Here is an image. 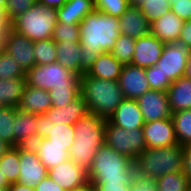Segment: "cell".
Wrapping results in <instances>:
<instances>
[{"label": "cell", "instance_id": "1", "mask_svg": "<svg viewBox=\"0 0 191 191\" xmlns=\"http://www.w3.org/2000/svg\"><path fill=\"white\" fill-rule=\"evenodd\" d=\"M87 171L89 182L95 188L98 184H132L136 166L133 160L103 144Z\"/></svg>", "mask_w": 191, "mask_h": 191}, {"label": "cell", "instance_id": "2", "mask_svg": "<svg viewBox=\"0 0 191 191\" xmlns=\"http://www.w3.org/2000/svg\"><path fill=\"white\" fill-rule=\"evenodd\" d=\"M106 119L88 113L74 124V142L68 150L69 159L88 170L98 149L104 144Z\"/></svg>", "mask_w": 191, "mask_h": 191}, {"label": "cell", "instance_id": "3", "mask_svg": "<svg viewBox=\"0 0 191 191\" xmlns=\"http://www.w3.org/2000/svg\"><path fill=\"white\" fill-rule=\"evenodd\" d=\"M80 92L89 113L106 120L125 99L118 81L89 76L86 72L80 77Z\"/></svg>", "mask_w": 191, "mask_h": 191}, {"label": "cell", "instance_id": "4", "mask_svg": "<svg viewBox=\"0 0 191 191\" xmlns=\"http://www.w3.org/2000/svg\"><path fill=\"white\" fill-rule=\"evenodd\" d=\"M79 42L86 49L99 53L110 52L116 39L121 35L119 17H113L94 10L89 13L79 24Z\"/></svg>", "mask_w": 191, "mask_h": 191}, {"label": "cell", "instance_id": "5", "mask_svg": "<svg viewBox=\"0 0 191 191\" xmlns=\"http://www.w3.org/2000/svg\"><path fill=\"white\" fill-rule=\"evenodd\" d=\"M136 175L156 180L171 172L183 171L184 146L177 143L161 148H146L135 161Z\"/></svg>", "mask_w": 191, "mask_h": 191}, {"label": "cell", "instance_id": "6", "mask_svg": "<svg viewBox=\"0 0 191 191\" xmlns=\"http://www.w3.org/2000/svg\"><path fill=\"white\" fill-rule=\"evenodd\" d=\"M57 22V9L46 7L36 1L31 8L11 23V28L35 42L51 39Z\"/></svg>", "mask_w": 191, "mask_h": 191}, {"label": "cell", "instance_id": "7", "mask_svg": "<svg viewBox=\"0 0 191 191\" xmlns=\"http://www.w3.org/2000/svg\"><path fill=\"white\" fill-rule=\"evenodd\" d=\"M25 83L29 86L50 90L57 86H80V76L55 62L35 65L27 70Z\"/></svg>", "mask_w": 191, "mask_h": 191}, {"label": "cell", "instance_id": "8", "mask_svg": "<svg viewBox=\"0 0 191 191\" xmlns=\"http://www.w3.org/2000/svg\"><path fill=\"white\" fill-rule=\"evenodd\" d=\"M104 144L134 162L147 148L142 128L129 131L112 124L108 119L105 123Z\"/></svg>", "mask_w": 191, "mask_h": 191}, {"label": "cell", "instance_id": "9", "mask_svg": "<svg viewBox=\"0 0 191 191\" xmlns=\"http://www.w3.org/2000/svg\"><path fill=\"white\" fill-rule=\"evenodd\" d=\"M20 173L17 183L30 188L36 186L48 175V170L40 161L32 145L19 146Z\"/></svg>", "mask_w": 191, "mask_h": 191}, {"label": "cell", "instance_id": "10", "mask_svg": "<svg viewBox=\"0 0 191 191\" xmlns=\"http://www.w3.org/2000/svg\"><path fill=\"white\" fill-rule=\"evenodd\" d=\"M190 53L191 51L180 43L165 44L156 66L159 67L165 78L174 82L184 76Z\"/></svg>", "mask_w": 191, "mask_h": 191}, {"label": "cell", "instance_id": "11", "mask_svg": "<svg viewBox=\"0 0 191 191\" xmlns=\"http://www.w3.org/2000/svg\"><path fill=\"white\" fill-rule=\"evenodd\" d=\"M2 49L12 56L25 72L35 66L34 42L12 28L3 39Z\"/></svg>", "mask_w": 191, "mask_h": 191}, {"label": "cell", "instance_id": "12", "mask_svg": "<svg viewBox=\"0 0 191 191\" xmlns=\"http://www.w3.org/2000/svg\"><path fill=\"white\" fill-rule=\"evenodd\" d=\"M12 127L14 128V147L32 145L41 136L42 117L16 108Z\"/></svg>", "mask_w": 191, "mask_h": 191}, {"label": "cell", "instance_id": "13", "mask_svg": "<svg viewBox=\"0 0 191 191\" xmlns=\"http://www.w3.org/2000/svg\"><path fill=\"white\" fill-rule=\"evenodd\" d=\"M144 122L171 118L167 92L149 90L137 99Z\"/></svg>", "mask_w": 191, "mask_h": 191}, {"label": "cell", "instance_id": "14", "mask_svg": "<svg viewBox=\"0 0 191 191\" xmlns=\"http://www.w3.org/2000/svg\"><path fill=\"white\" fill-rule=\"evenodd\" d=\"M48 176L65 191L89 182L88 171L70 159L49 169Z\"/></svg>", "mask_w": 191, "mask_h": 191}, {"label": "cell", "instance_id": "15", "mask_svg": "<svg viewBox=\"0 0 191 191\" xmlns=\"http://www.w3.org/2000/svg\"><path fill=\"white\" fill-rule=\"evenodd\" d=\"M142 130L147 148H161L178 143L172 118L147 122Z\"/></svg>", "mask_w": 191, "mask_h": 191}, {"label": "cell", "instance_id": "16", "mask_svg": "<svg viewBox=\"0 0 191 191\" xmlns=\"http://www.w3.org/2000/svg\"><path fill=\"white\" fill-rule=\"evenodd\" d=\"M118 85L125 98L137 100L146 91L150 90L149 82L146 78L145 68L127 64L123 66Z\"/></svg>", "mask_w": 191, "mask_h": 191}, {"label": "cell", "instance_id": "17", "mask_svg": "<svg viewBox=\"0 0 191 191\" xmlns=\"http://www.w3.org/2000/svg\"><path fill=\"white\" fill-rule=\"evenodd\" d=\"M164 47L165 44L152 34L135 39V52L131 64L141 68L156 65Z\"/></svg>", "mask_w": 191, "mask_h": 191}, {"label": "cell", "instance_id": "18", "mask_svg": "<svg viewBox=\"0 0 191 191\" xmlns=\"http://www.w3.org/2000/svg\"><path fill=\"white\" fill-rule=\"evenodd\" d=\"M108 120L119 127L128 129L142 128L145 124L137 100L125 98Z\"/></svg>", "mask_w": 191, "mask_h": 191}, {"label": "cell", "instance_id": "19", "mask_svg": "<svg viewBox=\"0 0 191 191\" xmlns=\"http://www.w3.org/2000/svg\"><path fill=\"white\" fill-rule=\"evenodd\" d=\"M120 33L137 39L151 34V23L142 14L140 8L129 5L119 17Z\"/></svg>", "mask_w": 191, "mask_h": 191}, {"label": "cell", "instance_id": "20", "mask_svg": "<svg viewBox=\"0 0 191 191\" xmlns=\"http://www.w3.org/2000/svg\"><path fill=\"white\" fill-rule=\"evenodd\" d=\"M89 113L87 104L80 94L74 101L63 107L52 106L41 117L42 120H50L54 124H74L79 118Z\"/></svg>", "mask_w": 191, "mask_h": 191}, {"label": "cell", "instance_id": "21", "mask_svg": "<svg viewBox=\"0 0 191 191\" xmlns=\"http://www.w3.org/2000/svg\"><path fill=\"white\" fill-rule=\"evenodd\" d=\"M185 21L172 11L151 23V34L164 44L178 43Z\"/></svg>", "mask_w": 191, "mask_h": 191}, {"label": "cell", "instance_id": "22", "mask_svg": "<svg viewBox=\"0 0 191 191\" xmlns=\"http://www.w3.org/2000/svg\"><path fill=\"white\" fill-rule=\"evenodd\" d=\"M52 107L48 90L24 85V89L17 106L18 110L42 116Z\"/></svg>", "mask_w": 191, "mask_h": 191}, {"label": "cell", "instance_id": "23", "mask_svg": "<svg viewBox=\"0 0 191 191\" xmlns=\"http://www.w3.org/2000/svg\"><path fill=\"white\" fill-rule=\"evenodd\" d=\"M32 146L47 170L69 159L68 145L51 143V140L46 137H39Z\"/></svg>", "mask_w": 191, "mask_h": 191}, {"label": "cell", "instance_id": "24", "mask_svg": "<svg viewBox=\"0 0 191 191\" xmlns=\"http://www.w3.org/2000/svg\"><path fill=\"white\" fill-rule=\"evenodd\" d=\"M95 10L93 0H67L57 8L58 22L63 25L80 24V22Z\"/></svg>", "mask_w": 191, "mask_h": 191}, {"label": "cell", "instance_id": "25", "mask_svg": "<svg viewBox=\"0 0 191 191\" xmlns=\"http://www.w3.org/2000/svg\"><path fill=\"white\" fill-rule=\"evenodd\" d=\"M169 106L172 113L191 109V79L180 77L172 82L167 90Z\"/></svg>", "mask_w": 191, "mask_h": 191}, {"label": "cell", "instance_id": "26", "mask_svg": "<svg viewBox=\"0 0 191 191\" xmlns=\"http://www.w3.org/2000/svg\"><path fill=\"white\" fill-rule=\"evenodd\" d=\"M123 64L118 62L110 52L100 53L97 60L86 72L89 76L105 80L118 81L123 69Z\"/></svg>", "mask_w": 191, "mask_h": 191}, {"label": "cell", "instance_id": "27", "mask_svg": "<svg viewBox=\"0 0 191 191\" xmlns=\"http://www.w3.org/2000/svg\"><path fill=\"white\" fill-rule=\"evenodd\" d=\"M40 137H46L51 140V143L54 144L68 145L69 150L74 142V126L73 124H54L50 120H42Z\"/></svg>", "mask_w": 191, "mask_h": 191}, {"label": "cell", "instance_id": "28", "mask_svg": "<svg viewBox=\"0 0 191 191\" xmlns=\"http://www.w3.org/2000/svg\"><path fill=\"white\" fill-rule=\"evenodd\" d=\"M80 49V42L66 41L56 43L57 62L79 76L81 60Z\"/></svg>", "mask_w": 191, "mask_h": 191}, {"label": "cell", "instance_id": "29", "mask_svg": "<svg viewBox=\"0 0 191 191\" xmlns=\"http://www.w3.org/2000/svg\"><path fill=\"white\" fill-rule=\"evenodd\" d=\"M25 78L0 80V104L17 108L25 85Z\"/></svg>", "mask_w": 191, "mask_h": 191}, {"label": "cell", "instance_id": "30", "mask_svg": "<svg viewBox=\"0 0 191 191\" xmlns=\"http://www.w3.org/2000/svg\"><path fill=\"white\" fill-rule=\"evenodd\" d=\"M157 191H191V181L183 171L171 172L155 180Z\"/></svg>", "mask_w": 191, "mask_h": 191}, {"label": "cell", "instance_id": "31", "mask_svg": "<svg viewBox=\"0 0 191 191\" xmlns=\"http://www.w3.org/2000/svg\"><path fill=\"white\" fill-rule=\"evenodd\" d=\"M176 138L182 146L191 145V109L172 113Z\"/></svg>", "mask_w": 191, "mask_h": 191}, {"label": "cell", "instance_id": "32", "mask_svg": "<svg viewBox=\"0 0 191 191\" xmlns=\"http://www.w3.org/2000/svg\"><path fill=\"white\" fill-rule=\"evenodd\" d=\"M19 163V146L10 147L0 158V169L10 184L16 183L19 178Z\"/></svg>", "mask_w": 191, "mask_h": 191}, {"label": "cell", "instance_id": "33", "mask_svg": "<svg viewBox=\"0 0 191 191\" xmlns=\"http://www.w3.org/2000/svg\"><path fill=\"white\" fill-rule=\"evenodd\" d=\"M134 6L141 9L150 23L171 11L169 0H139Z\"/></svg>", "mask_w": 191, "mask_h": 191}, {"label": "cell", "instance_id": "34", "mask_svg": "<svg viewBox=\"0 0 191 191\" xmlns=\"http://www.w3.org/2000/svg\"><path fill=\"white\" fill-rule=\"evenodd\" d=\"M135 39L121 34L115 42L114 48L110 51L111 55L123 65L131 64L135 52Z\"/></svg>", "mask_w": 191, "mask_h": 191}, {"label": "cell", "instance_id": "35", "mask_svg": "<svg viewBox=\"0 0 191 191\" xmlns=\"http://www.w3.org/2000/svg\"><path fill=\"white\" fill-rule=\"evenodd\" d=\"M35 65L51 64L57 62L56 42L44 39L34 42Z\"/></svg>", "mask_w": 191, "mask_h": 191}, {"label": "cell", "instance_id": "36", "mask_svg": "<svg viewBox=\"0 0 191 191\" xmlns=\"http://www.w3.org/2000/svg\"><path fill=\"white\" fill-rule=\"evenodd\" d=\"M52 106L63 107L74 101L80 94V86H57L48 90Z\"/></svg>", "mask_w": 191, "mask_h": 191}, {"label": "cell", "instance_id": "37", "mask_svg": "<svg viewBox=\"0 0 191 191\" xmlns=\"http://www.w3.org/2000/svg\"><path fill=\"white\" fill-rule=\"evenodd\" d=\"M16 108L2 107L0 109V138L10 147H14V128L12 127Z\"/></svg>", "mask_w": 191, "mask_h": 191}, {"label": "cell", "instance_id": "38", "mask_svg": "<svg viewBox=\"0 0 191 191\" xmlns=\"http://www.w3.org/2000/svg\"><path fill=\"white\" fill-rule=\"evenodd\" d=\"M25 73L12 56L3 49L0 50V80L25 78Z\"/></svg>", "mask_w": 191, "mask_h": 191}, {"label": "cell", "instance_id": "39", "mask_svg": "<svg viewBox=\"0 0 191 191\" xmlns=\"http://www.w3.org/2000/svg\"><path fill=\"white\" fill-rule=\"evenodd\" d=\"M94 8L98 12L113 16L121 17L127 7L130 5L129 0H93Z\"/></svg>", "mask_w": 191, "mask_h": 191}, {"label": "cell", "instance_id": "40", "mask_svg": "<svg viewBox=\"0 0 191 191\" xmlns=\"http://www.w3.org/2000/svg\"><path fill=\"white\" fill-rule=\"evenodd\" d=\"M80 26L79 24L63 25L59 22L56 23L52 33V40L57 42L73 41L79 42Z\"/></svg>", "mask_w": 191, "mask_h": 191}, {"label": "cell", "instance_id": "41", "mask_svg": "<svg viewBox=\"0 0 191 191\" xmlns=\"http://www.w3.org/2000/svg\"><path fill=\"white\" fill-rule=\"evenodd\" d=\"M145 74L151 90L167 92L172 84L168 78L164 77L163 73L156 65L145 68Z\"/></svg>", "mask_w": 191, "mask_h": 191}, {"label": "cell", "instance_id": "42", "mask_svg": "<svg viewBox=\"0 0 191 191\" xmlns=\"http://www.w3.org/2000/svg\"><path fill=\"white\" fill-rule=\"evenodd\" d=\"M36 0H7L5 14L10 23L31 8Z\"/></svg>", "mask_w": 191, "mask_h": 191}, {"label": "cell", "instance_id": "43", "mask_svg": "<svg viewBox=\"0 0 191 191\" xmlns=\"http://www.w3.org/2000/svg\"><path fill=\"white\" fill-rule=\"evenodd\" d=\"M81 60H80V77L87 72L94 62L97 60L100 53L95 50L86 49L85 46L81 45Z\"/></svg>", "mask_w": 191, "mask_h": 191}, {"label": "cell", "instance_id": "44", "mask_svg": "<svg viewBox=\"0 0 191 191\" xmlns=\"http://www.w3.org/2000/svg\"><path fill=\"white\" fill-rule=\"evenodd\" d=\"M171 11L184 21L191 20V0H178L172 3Z\"/></svg>", "mask_w": 191, "mask_h": 191}, {"label": "cell", "instance_id": "45", "mask_svg": "<svg viewBox=\"0 0 191 191\" xmlns=\"http://www.w3.org/2000/svg\"><path fill=\"white\" fill-rule=\"evenodd\" d=\"M131 191H157V186L155 180L135 175L131 184Z\"/></svg>", "mask_w": 191, "mask_h": 191}, {"label": "cell", "instance_id": "46", "mask_svg": "<svg viewBox=\"0 0 191 191\" xmlns=\"http://www.w3.org/2000/svg\"><path fill=\"white\" fill-rule=\"evenodd\" d=\"M178 43L191 51V20L185 21Z\"/></svg>", "mask_w": 191, "mask_h": 191}, {"label": "cell", "instance_id": "47", "mask_svg": "<svg viewBox=\"0 0 191 191\" xmlns=\"http://www.w3.org/2000/svg\"><path fill=\"white\" fill-rule=\"evenodd\" d=\"M36 191H65L48 175L36 186Z\"/></svg>", "mask_w": 191, "mask_h": 191}, {"label": "cell", "instance_id": "48", "mask_svg": "<svg viewBox=\"0 0 191 191\" xmlns=\"http://www.w3.org/2000/svg\"><path fill=\"white\" fill-rule=\"evenodd\" d=\"M97 191H131V184H98Z\"/></svg>", "mask_w": 191, "mask_h": 191}, {"label": "cell", "instance_id": "49", "mask_svg": "<svg viewBox=\"0 0 191 191\" xmlns=\"http://www.w3.org/2000/svg\"><path fill=\"white\" fill-rule=\"evenodd\" d=\"M11 28V23L8 20L4 11L0 10V43L3 42L4 37L7 35L9 29Z\"/></svg>", "mask_w": 191, "mask_h": 191}, {"label": "cell", "instance_id": "50", "mask_svg": "<svg viewBox=\"0 0 191 191\" xmlns=\"http://www.w3.org/2000/svg\"><path fill=\"white\" fill-rule=\"evenodd\" d=\"M183 174L191 181V145L184 147V167Z\"/></svg>", "mask_w": 191, "mask_h": 191}, {"label": "cell", "instance_id": "51", "mask_svg": "<svg viewBox=\"0 0 191 191\" xmlns=\"http://www.w3.org/2000/svg\"><path fill=\"white\" fill-rule=\"evenodd\" d=\"M39 3H42L46 7L59 8L62 7L67 0H36Z\"/></svg>", "mask_w": 191, "mask_h": 191}, {"label": "cell", "instance_id": "52", "mask_svg": "<svg viewBox=\"0 0 191 191\" xmlns=\"http://www.w3.org/2000/svg\"><path fill=\"white\" fill-rule=\"evenodd\" d=\"M7 191H36L34 188H30L27 185L19 184V183H11L7 188Z\"/></svg>", "mask_w": 191, "mask_h": 191}, {"label": "cell", "instance_id": "53", "mask_svg": "<svg viewBox=\"0 0 191 191\" xmlns=\"http://www.w3.org/2000/svg\"><path fill=\"white\" fill-rule=\"evenodd\" d=\"M10 183L8 182L7 178L3 174L2 170L0 169V188H8Z\"/></svg>", "mask_w": 191, "mask_h": 191}, {"label": "cell", "instance_id": "54", "mask_svg": "<svg viewBox=\"0 0 191 191\" xmlns=\"http://www.w3.org/2000/svg\"><path fill=\"white\" fill-rule=\"evenodd\" d=\"M184 77L191 79V53H190L188 60H187V66L185 69Z\"/></svg>", "mask_w": 191, "mask_h": 191}, {"label": "cell", "instance_id": "55", "mask_svg": "<svg viewBox=\"0 0 191 191\" xmlns=\"http://www.w3.org/2000/svg\"><path fill=\"white\" fill-rule=\"evenodd\" d=\"M92 188H93V186L91 185L90 182H88L85 185H82V186L77 187V188H73V189H71L69 191H91Z\"/></svg>", "mask_w": 191, "mask_h": 191}, {"label": "cell", "instance_id": "56", "mask_svg": "<svg viewBox=\"0 0 191 191\" xmlns=\"http://www.w3.org/2000/svg\"><path fill=\"white\" fill-rule=\"evenodd\" d=\"M10 148V146L3 142L0 138V158L5 154V152Z\"/></svg>", "mask_w": 191, "mask_h": 191}, {"label": "cell", "instance_id": "57", "mask_svg": "<svg viewBox=\"0 0 191 191\" xmlns=\"http://www.w3.org/2000/svg\"><path fill=\"white\" fill-rule=\"evenodd\" d=\"M7 0H0V10L5 12V5Z\"/></svg>", "mask_w": 191, "mask_h": 191}, {"label": "cell", "instance_id": "58", "mask_svg": "<svg viewBox=\"0 0 191 191\" xmlns=\"http://www.w3.org/2000/svg\"><path fill=\"white\" fill-rule=\"evenodd\" d=\"M139 0H129L130 5L134 6Z\"/></svg>", "mask_w": 191, "mask_h": 191}, {"label": "cell", "instance_id": "59", "mask_svg": "<svg viewBox=\"0 0 191 191\" xmlns=\"http://www.w3.org/2000/svg\"><path fill=\"white\" fill-rule=\"evenodd\" d=\"M176 1H178V0H169V2L172 4V3H174V2H176Z\"/></svg>", "mask_w": 191, "mask_h": 191}, {"label": "cell", "instance_id": "60", "mask_svg": "<svg viewBox=\"0 0 191 191\" xmlns=\"http://www.w3.org/2000/svg\"><path fill=\"white\" fill-rule=\"evenodd\" d=\"M0 191H7V188H0Z\"/></svg>", "mask_w": 191, "mask_h": 191}]
</instances>
